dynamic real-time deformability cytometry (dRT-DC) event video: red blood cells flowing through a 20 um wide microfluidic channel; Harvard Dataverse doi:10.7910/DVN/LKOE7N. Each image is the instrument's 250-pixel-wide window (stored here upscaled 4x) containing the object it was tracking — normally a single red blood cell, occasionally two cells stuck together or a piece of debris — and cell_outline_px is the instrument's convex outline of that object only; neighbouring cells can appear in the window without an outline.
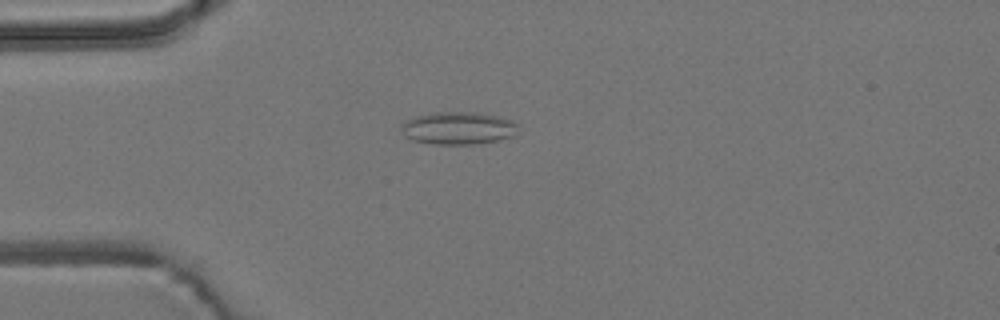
{"species": "common noctule bat (a hibernating species)", "species_latin": "Nyctalus noctula", "temperature_condition": "room temperature", "stored_images_in_passage": 7, "camera_frame_rate_fps": 3000, "um_per_image_px": 0.085, "animal": {"sex": "male", "body_mass_g": 19.2, "forearm_length_mm": 51.8}, "frame": {"image": 1, "passage_image": 4, "time_ms": 1.0, "image_size_px": [1000, 320], "cell_outline_px": [[516, 124], [512, 136], [500, 140], [472, 144], [432, 144], [412, 140], [404, 136], [400, 132], [400, 124], [416, 116], [432, 112], [476, 112], [496, 116], [512, 120]], "centroid_in_image_um": [38.86, 10.89], "position_along_channel_um": 46.1, "area_um2": 22.14}}
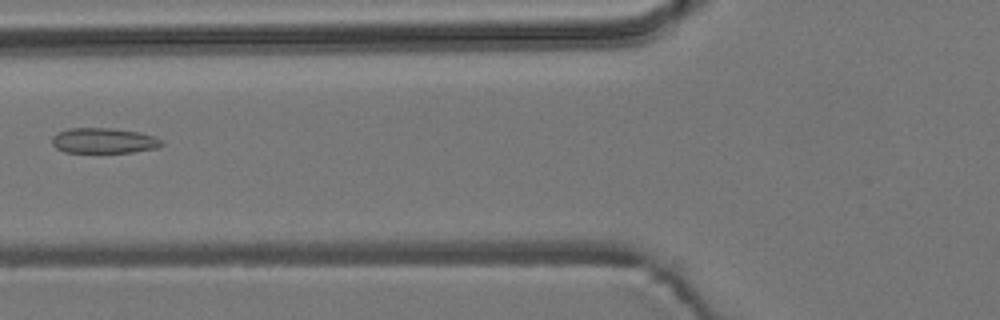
{"frame": {"image": 2, "passage_image": 6, "time_ms": 1.667, "image_size_px": [1000, 320], "cell_outline_px": [[164, 144], [160, 148], [132, 152], [64, 152], [56, 148], [52, 144], [52, 136], [68, 128], [112, 128], [136, 132], [156, 136]], "centroid_in_image_um": [8.84, 11.96], "position_along_channel_um": 117.0, "area_um2": 16.18}}
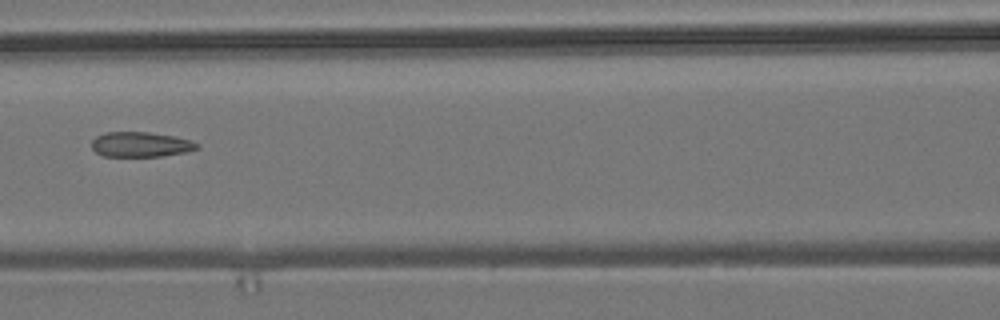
{"frame": {"image": 3, "passage_image": 7, "time_ms": 2.0, "image_size_px": [1000, 320], "cell_outline_px": [[200, 148], [188, 152], [160, 156], [104, 156], [96, 152], [92, 148], [92, 140], [96, 136], [104, 132], [148, 132], [176, 136], [192, 140], [200, 144]], "centroid_in_image_um": [12.01, 12.27], "position_along_channel_um": 154.6, "area_um2": 15.55}}